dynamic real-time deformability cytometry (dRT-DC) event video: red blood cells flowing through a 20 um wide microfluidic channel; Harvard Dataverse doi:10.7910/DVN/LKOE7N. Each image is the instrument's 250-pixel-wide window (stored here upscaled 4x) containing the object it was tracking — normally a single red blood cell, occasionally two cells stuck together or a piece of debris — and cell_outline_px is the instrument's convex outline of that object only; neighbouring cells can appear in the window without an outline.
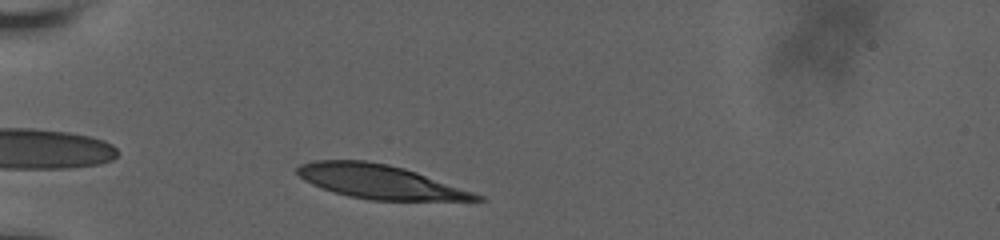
{"species": "human", "species_latin": "Homo sapiens", "temperature_condition": "room temperature", "stored_images_in_passage": 10, "camera_frame_rate_fps": 3000, "um_per_image_px": 0.085, "donor": {"sex": "male"}, "frame": {"image": 1, "passage_image": 3, "time_ms": 1.0, "image_size_px": [1000, 240], "cell_outline_px": [[488, 200], [372, 200], [348, 196], [312, 184], [304, 180], [296, 172], [296, 168], [300, 164], [312, 160], [364, 160], [388, 164], [404, 168], [416, 172], [484, 196]], "centroid_in_image_um": [32.25, 15.43], "position_along_channel_um": 52.7, "area_um2": 34.97}}
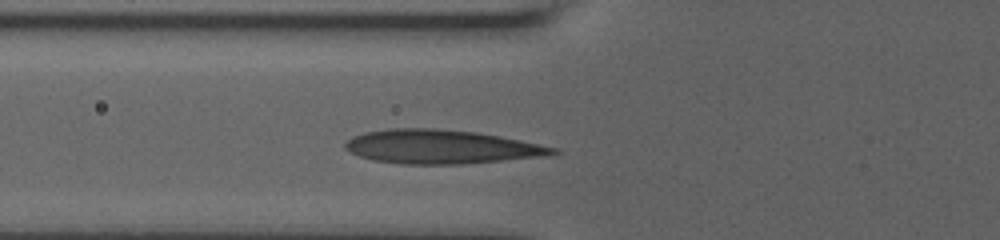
{"frame": {"image": 2, "passage_image": 8, "time_ms": 2.667, "image_size_px": [1000, 240], "cell_outline_px": [[560, 152], [548, 156], [464, 164], [400, 164], [372, 160], [360, 156], [344, 148], [344, 144], [352, 136], [364, 132], [388, 128], [432, 128], [476, 132], [500, 136], [560, 148]], "centroid_in_image_um": [37.52, 12.48], "position_along_channel_um": 88.3, "area_um2": 41.27}}
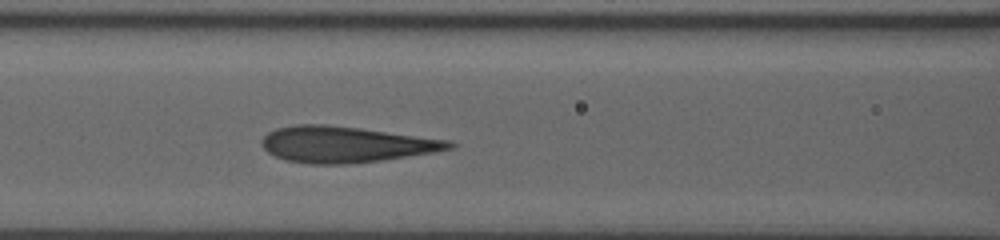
{"frame": {"image": 3, "passage_image": 10, "time_ms": 4.0, "image_size_px": [1000, 240], "cell_outline_px": [[456, 148], [436, 152], [380, 160], [344, 164], [308, 164], [284, 160], [268, 152], [260, 144], [260, 140], [268, 132], [276, 128], [296, 124], [324, 124], [360, 128], [452, 140], [456, 144]], "centroid_in_image_um": [29.4, 12.27], "position_along_channel_um": 137.2, "area_um2": 39.65}}